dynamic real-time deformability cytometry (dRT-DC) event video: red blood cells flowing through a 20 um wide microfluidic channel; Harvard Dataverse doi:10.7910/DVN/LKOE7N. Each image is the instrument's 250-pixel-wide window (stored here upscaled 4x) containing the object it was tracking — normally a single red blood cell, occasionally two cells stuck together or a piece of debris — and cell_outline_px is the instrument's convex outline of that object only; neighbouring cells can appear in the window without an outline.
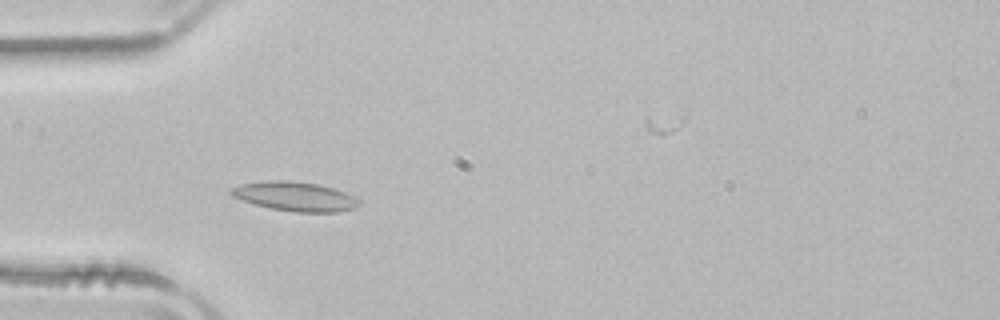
{"species": "common noctule bat (a hibernating species)", "species_latin": "Nyctalus noctula", "temperature_condition": "room temperature", "stored_images_in_passage": 49, "camera_frame_rate_fps": 3000, "um_per_image_px": 0.085, "animal": {"sex": "male", "body_mass_g": 21.5, "forearm_length_mm": 52.0}, "frame": {"image": 1, "passage_image": 12, "time_ms": 3.667, "image_size_px": [1000, 320], "cell_outline_px": [[360, 204], [356, 208], [336, 212], [296, 212], [272, 208], [256, 204], [232, 196], [228, 192], [232, 188], [240, 184], [264, 180], [288, 180], [320, 184], [344, 192], [360, 200]], "centroid_in_image_um": [25.08, 16.68], "position_along_channel_um": 59.9, "area_um2": 21.73}}
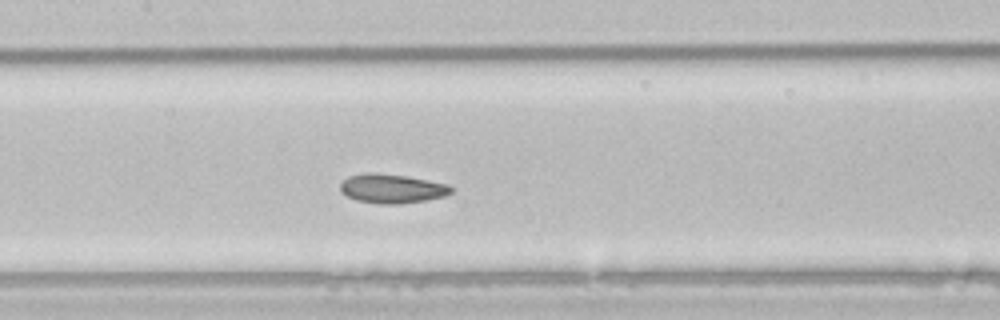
{"frame": {"image": 2, "passage_image": 21, "time_ms": 6.667, "image_size_px": [1000, 320], "cell_outline_px": [[452, 192], [444, 196], [424, 200], [400, 204], [380, 204], [356, 200], [340, 192], [340, 184], [348, 176], [368, 172], [408, 176], [448, 184], [452, 188]], "centroid_in_image_um": [33.29, 16.03], "position_along_channel_um": 174.1, "area_um2": 18.79}}
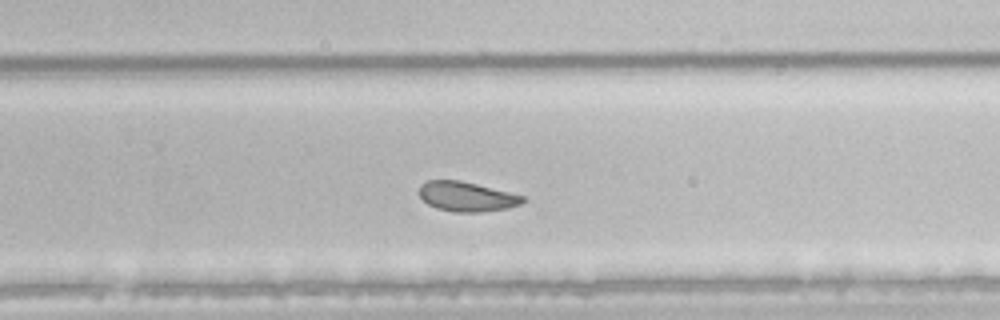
{"frame": {"image": 3, "passage_image": 30, "time_ms": 9.667, "image_size_px": [1000, 320], "cell_outline_px": [[528, 200], [520, 204], [508, 208], [480, 212], [452, 212], [436, 208], [428, 204], [420, 196], [420, 184], [428, 180], [460, 180], [524, 196]], "centroid_in_image_um": [39.67, 16.71], "position_along_channel_um": 290.1, "area_um2": 17.86}, "authors_computed_cell_mechanics": {"area_um2": 20.5768, "velocity_mm_per_s": 3.8906, "shape_relaxation_time_tau1_ms": 1.8689, "shape_relaxation_time_tau2_ms": 2.2153, "deformation_change_tau1": 0.0877, "deformation_change_tau2": 0.0791}}